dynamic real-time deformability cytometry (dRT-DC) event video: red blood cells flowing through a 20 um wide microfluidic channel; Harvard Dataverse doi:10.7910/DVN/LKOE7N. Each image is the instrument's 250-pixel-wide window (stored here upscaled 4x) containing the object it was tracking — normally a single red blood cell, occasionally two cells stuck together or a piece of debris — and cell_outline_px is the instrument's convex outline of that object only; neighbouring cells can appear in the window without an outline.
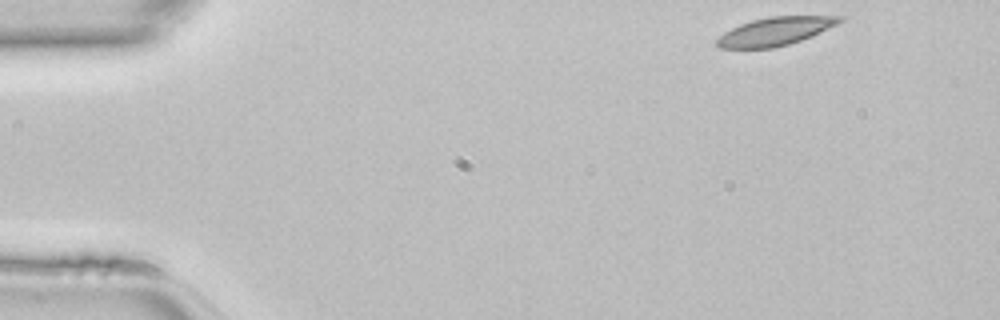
{"species": "common noctule bat (a hibernating species)", "species_latin": "Nyctalus noctula", "temperature_condition": "room temperature", "stored_images_in_passage": 43, "camera_frame_rate_fps": 3000, "um_per_image_px": 0.085, "animal": {"sex": "female", "body_mass_g": 22.7, "forearm_length_mm": 54.2}, "frame": {"image": 1, "passage_image": 1, "time_ms": 0.0, "image_size_px": [1000, 320], "cell_outline_px": [[844, 20], [836, 24], [800, 40], [788, 44], [772, 48], [720, 48], [716, 44], [716, 40], [724, 32], [740, 24], [752, 20], [772, 16], [844, 16]], "centroid_in_image_um": [65.85, 2.66], "position_along_channel_um": 19.1, "area_um2": 19.77}}
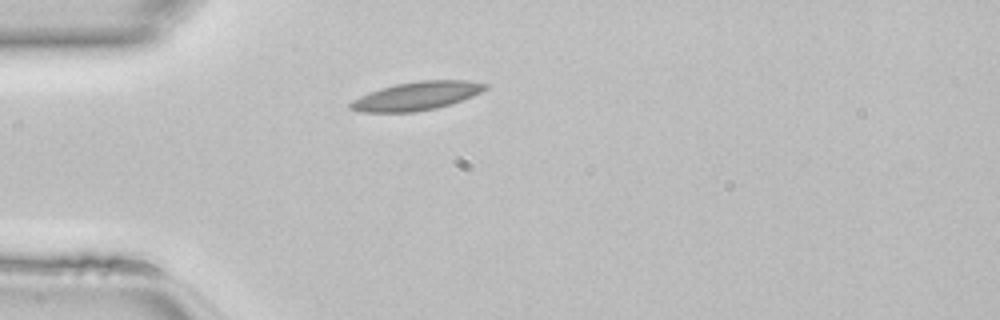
{"frame": {"image": 2, "passage_image": 9, "time_ms": 2.667, "image_size_px": [1000, 320], "cell_outline_px": [[488, 88], [472, 96], [452, 104], [436, 108], [416, 112], [360, 112], [348, 108], [348, 104], [352, 100], [368, 92], [380, 88], [396, 84], [420, 80], [464, 80], [488, 84]], "centroid_in_image_um": [35.39, 8.16], "position_along_channel_um": 49.6, "area_um2": 22.43}}
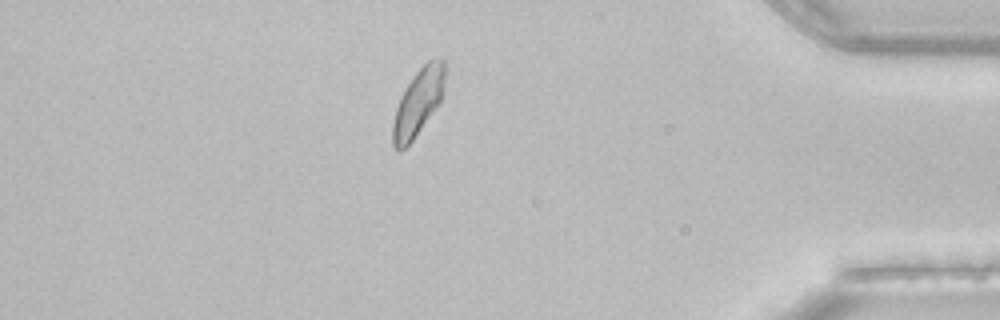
{"frame": {"image": 3, "passage_image": 37, "time_ms": 12.0, "image_size_px": [1000, 320], "cell_outline_px": [[444, 84], [440, 100], [412, 140], [400, 152], [396, 152], [392, 144], [392, 124], [396, 108], [408, 84], [416, 72], [428, 60], [444, 60]], "centroid_in_image_um": [35.5, 8.74], "position_along_channel_um": 399.7, "area_um2": 19.42}}